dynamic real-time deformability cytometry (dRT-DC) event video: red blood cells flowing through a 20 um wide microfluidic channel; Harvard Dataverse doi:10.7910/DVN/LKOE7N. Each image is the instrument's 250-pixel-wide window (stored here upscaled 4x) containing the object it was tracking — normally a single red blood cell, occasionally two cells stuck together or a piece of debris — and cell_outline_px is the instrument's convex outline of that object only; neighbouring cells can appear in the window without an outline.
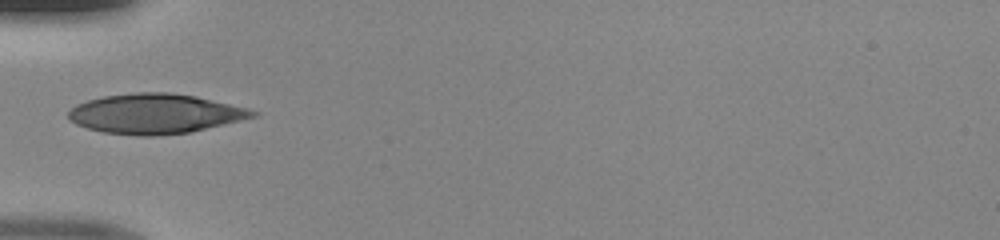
{"species": "human", "species_latin": "Homo sapiens", "temperature_condition": "room temperature", "stored_images_in_passage": 33, "camera_frame_rate_fps": 3000, "um_per_image_px": 0.085, "donor": {"sex": "male"}, "frame": {"image": 1, "passage_image": 1, "time_ms": 0.0, "image_size_px": [1000, 240], "cell_outline_px": [[260, 116], [192, 132], [152, 136], [140, 136], [104, 132], [88, 128], [76, 124], [68, 120], [68, 112], [76, 104], [88, 100], [104, 96], [136, 92], [172, 92], [196, 96], [248, 108], [260, 112]], "centroid_in_image_um": [13.23, 9.67], "position_along_channel_um": 71.8, "area_um2": 43.06}}
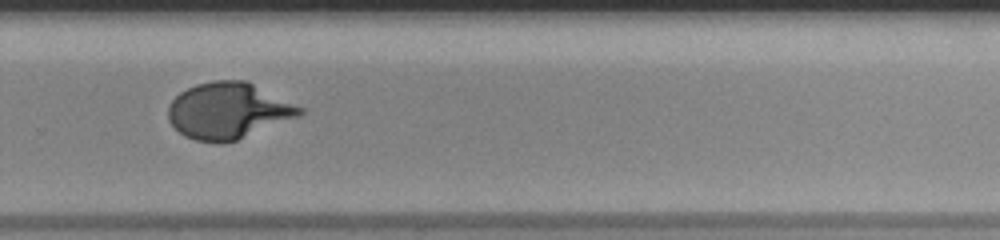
{"frame": {"image": 2, "passage_image": 18, "time_ms": 5.667, "image_size_px": [1000, 240], "cell_outline_px": [[304, 112], [300, 116], [236, 140], [224, 144], [220, 144], [196, 140], [184, 136], [168, 120], [168, 108], [172, 100], [180, 92], [196, 84], [212, 80], [248, 80], [304, 108]], "centroid_in_image_um": [19.42, 9.41], "position_along_channel_um": 310.4, "area_um2": 43.29}}
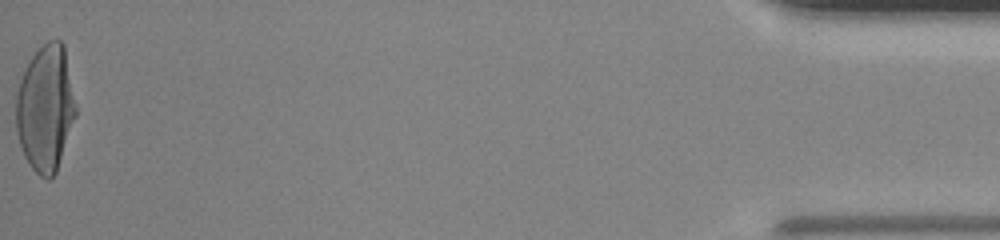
{"frame": {"image": 3, "passage_image": 33, "time_ms": 10.667, "image_size_px": [1000, 240], "cell_outline_px": [[76, 116], [56, 172], [48, 180], [40, 176], [32, 168], [24, 156], [20, 144], [16, 128], [16, 96], [20, 80], [32, 56], [48, 40], [60, 40], [64, 44], [76, 108]], "centroid_in_image_um": [3.87, 9.22], "position_along_channel_um": 431.3, "area_um2": 43.58}}